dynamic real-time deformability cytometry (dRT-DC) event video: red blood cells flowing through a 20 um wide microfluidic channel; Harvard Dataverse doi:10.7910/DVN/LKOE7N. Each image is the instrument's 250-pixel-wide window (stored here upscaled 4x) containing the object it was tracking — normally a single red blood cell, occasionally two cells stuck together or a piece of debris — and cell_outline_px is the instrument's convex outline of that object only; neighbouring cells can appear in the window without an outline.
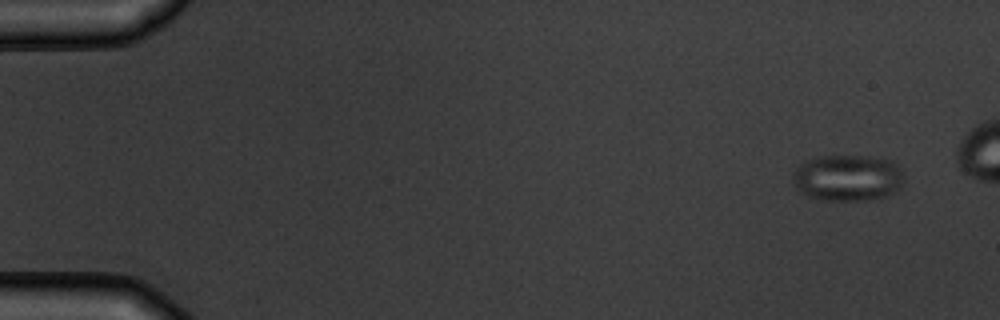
{"species": "common noctule bat (a hibernating species)", "species_latin": "Nyctalus noctula", "temperature_condition": "warm", "stored_images_in_passage": 6, "camera_frame_rate_fps": 3000, "um_per_image_px": 0.085, "animal": {"sex": "male", "body_mass_g": 19.5, "forearm_length_mm": 54.6}, "frame": {"image": 1, "passage_image": 1, "time_ms": 0.0, "image_size_px": [1000, 320], "cell_outline_px": [[904, 176], [896, 192], [888, 196], [868, 200], [824, 200], [808, 196], [800, 192], [792, 184], [792, 172], [800, 164], [808, 160], [820, 156], [868, 156], [892, 160], [904, 168]], "centroid_in_image_um": [72.07, 15.11], "position_along_channel_um": 12.9, "area_um2": 30.52}}